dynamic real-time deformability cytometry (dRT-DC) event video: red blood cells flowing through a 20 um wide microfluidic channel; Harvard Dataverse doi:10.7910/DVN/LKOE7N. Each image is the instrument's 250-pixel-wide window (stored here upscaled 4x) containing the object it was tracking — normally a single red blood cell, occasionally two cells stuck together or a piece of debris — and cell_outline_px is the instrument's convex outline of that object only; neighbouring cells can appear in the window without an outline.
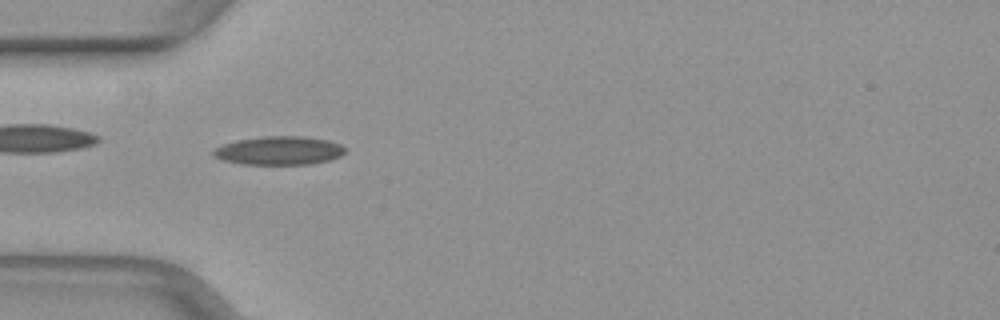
{"species": "common noctule bat (a hibernating species)", "species_latin": "Nyctalus noctula", "temperature_condition": "warm", "stored_images_in_passage": 28, "camera_frame_rate_fps": 3000, "um_per_image_px": 0.085, "animal": {"sex": "female", "body_mass_g": 29.2, "forearm_length_mm": 56.3}, "frame": {"image": 1, "passage_image": 16, "time_ms": 5.0, "image_size_px": [1000, 320], "cell_outline_px": [[344, 152], [340, 156], [328, 160], [312, 164], [240, 164], [220, 160], [212, 156], [212, 152], [216, 148], [224, 144], [236, 140], [260, 136], [304, 136], [328, 140], [340, 144], [344, 148]], "centroid_in_image_um": [23.68, 12.8], "position_along_channel_um": 61.3, "area_um2": 22.02}}